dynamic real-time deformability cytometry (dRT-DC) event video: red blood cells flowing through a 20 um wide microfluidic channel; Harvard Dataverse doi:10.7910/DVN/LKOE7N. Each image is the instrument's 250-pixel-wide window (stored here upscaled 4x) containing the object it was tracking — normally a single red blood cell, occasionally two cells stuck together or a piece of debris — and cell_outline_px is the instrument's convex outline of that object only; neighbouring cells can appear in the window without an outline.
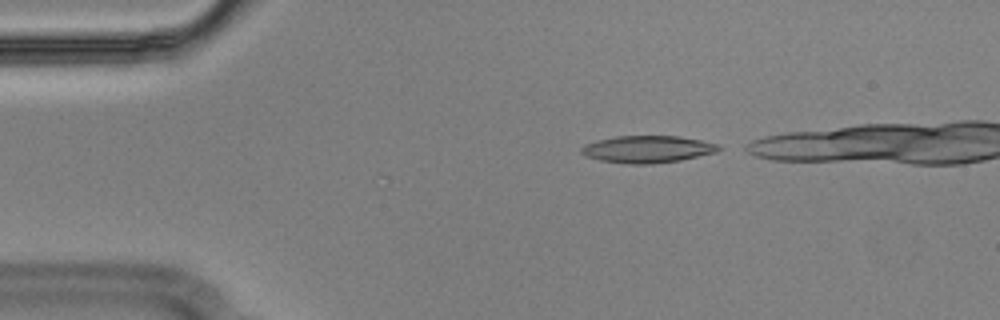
{"species": "Egyptian fruit bat (a non-hibernating species)", "species_latin": "Rousettus aegyptiacus", "temperature_condition": "cold", "stored_images_in_passage": 36, "camera_frame_rate_fps": 3000, "um_per_image_px": 0.085, "animal": {"sex": "male"}, "frame": {"image": 1, "passage_image": 1, "time_ms": 0.0, "image_size_px": [1000, 320], "cell_outline_px": [[720, 148], [716, 152], [680, 160], [652, 164], [628, 164], [600, 160], [584, 156], [580, 152], [580, 148], [584, 144], [616, 136], [680, 136], [720, 144]], "centroid_in_image_um": [55.02, 12.68], "position_along_channel_um": 30.0, "area_um2": 21.68}}
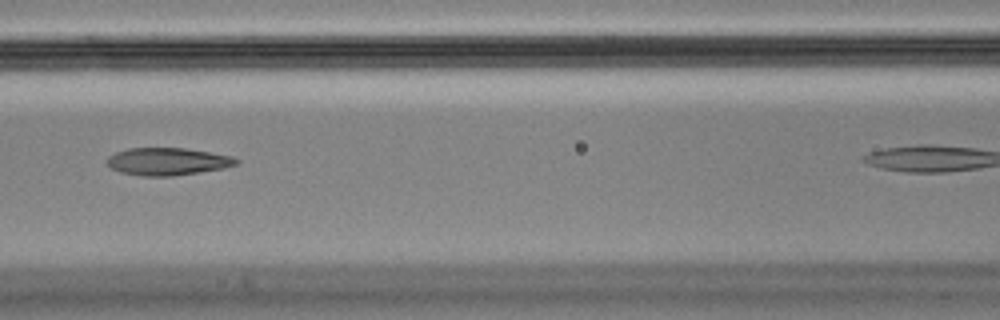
{"frame": {"image": 2, "passage_image": 15, "time_ms": 4.667, "image_size_px": [1000, 320], "cell_outline_px": [[240, 160], [236, 164], [224, 168], [172, 176], [144, 176], [120, 172], [112, 168], [108, 164], [108, 156], [116, 152], [128, 148], [184, 148], [232, 156]], "centroid_in_image_um": [14.24, 13.72], "position_along_channel_um": 152.4, "area_um2": 20.46}}
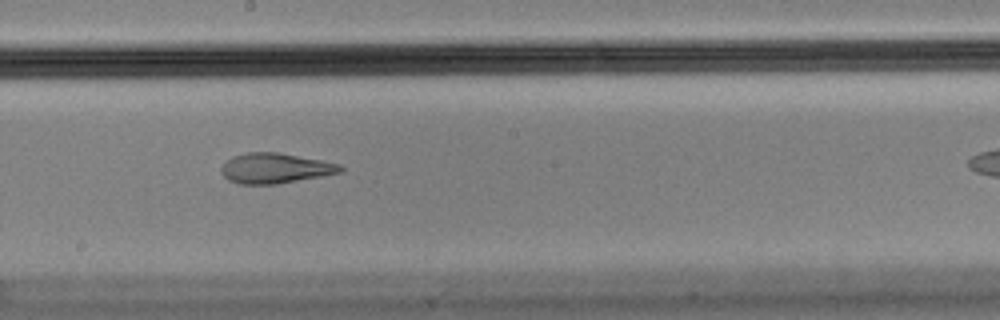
{"frame": {"image": 3, "passage_image": 21, "time_ms": 6.667, "image_size_px": [1000, 320], "cell_outline_px": [[344, 168], [340, 172], [320, 176], [276, 184], [240, 184], [228, 180], [220, 172], [220, 168], [232, 156], [248, 152], [276, 152], [320, 160], [340, 164]], "centroid_in_image_um": [23.34, 14.3], "position_along_channel_um": 224.9, "area_um2": 20.69}}